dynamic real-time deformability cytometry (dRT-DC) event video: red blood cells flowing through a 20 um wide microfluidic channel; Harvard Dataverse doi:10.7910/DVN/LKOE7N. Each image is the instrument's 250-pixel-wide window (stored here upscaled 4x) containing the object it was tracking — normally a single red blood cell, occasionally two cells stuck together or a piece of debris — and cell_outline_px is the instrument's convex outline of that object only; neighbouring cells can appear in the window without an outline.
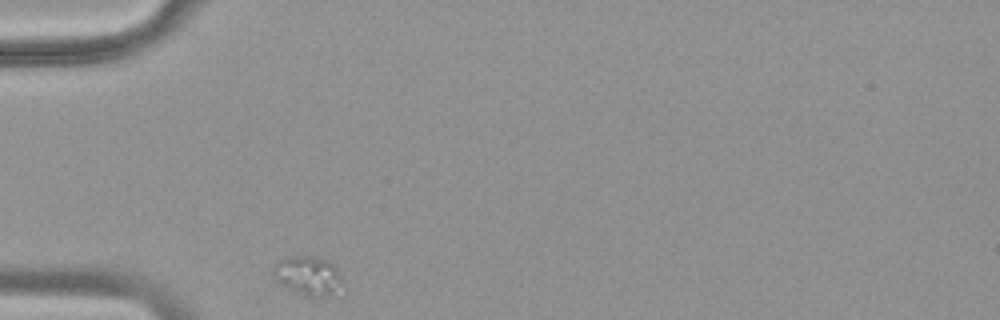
{"species": "common noctule bat (a hibernating species)", "species_latin": "Nyctalus noctula", "temperature_condition": "warm", "stored_images_in_passage": 29, "camera_frame_rate_fps": 3000, "um_per_image_px": 0.085, "animal": {"sex": "female", "body_mass_g": 18.4}, "frame": {"image": 1, "passage_image": 1, "time_ms": 0.0, "image_size_px": [1000, 320], "cell_outline_px": [[344, 296], [308, 296], [284, 284], [272, 272], [272, 268], [276, 260], [284, 256], [308, 256], [328, 260], [336, 268], [344, 280]], "centroid_in_image_um": [26.32, 23.44], "position_along_channel_um": 58.7, "area_um2": 16.07}}